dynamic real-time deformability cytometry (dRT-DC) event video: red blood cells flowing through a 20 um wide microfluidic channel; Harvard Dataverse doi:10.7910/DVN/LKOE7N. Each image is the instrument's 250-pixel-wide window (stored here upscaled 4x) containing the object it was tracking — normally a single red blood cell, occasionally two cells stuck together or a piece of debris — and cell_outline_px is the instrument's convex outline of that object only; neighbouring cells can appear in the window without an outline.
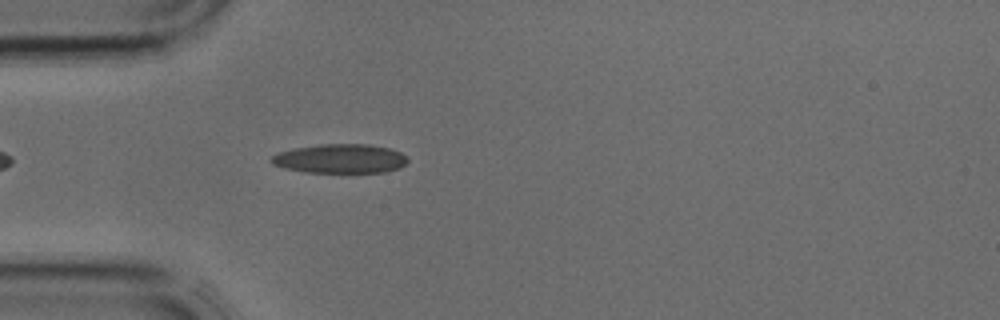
{"species": "common noctule bat (a hibernating species)", "species_latin": "Nyctalus noctula", "temperature_condition": "cold", "stored_images_in_passage": 2, "camera_frame_rate_fps": 3000, "um_per_image_px": 0.085, "animal": {"sex": "male", "body_mass_g": 17.9, "forearm_length_mm": 54.2}, "frame": {"image": 1, "passage_image": 2, "time_ms": 0.333, "image_size_px": [1000, 320], "cell_outline_px": [[408, 160], [400, 168], [384, 172], [304, 172], [284, 168], [272, 164], [268, 160], [272, 156], [280, 152], [292, 148], [320, 144], [368, 144], [388, 148], [400, 152], [408, 156]], "centroid_in_image_um": [28.9, 13.48], "position_along_channel_um": 56.1, "area_um2": 23.24}}